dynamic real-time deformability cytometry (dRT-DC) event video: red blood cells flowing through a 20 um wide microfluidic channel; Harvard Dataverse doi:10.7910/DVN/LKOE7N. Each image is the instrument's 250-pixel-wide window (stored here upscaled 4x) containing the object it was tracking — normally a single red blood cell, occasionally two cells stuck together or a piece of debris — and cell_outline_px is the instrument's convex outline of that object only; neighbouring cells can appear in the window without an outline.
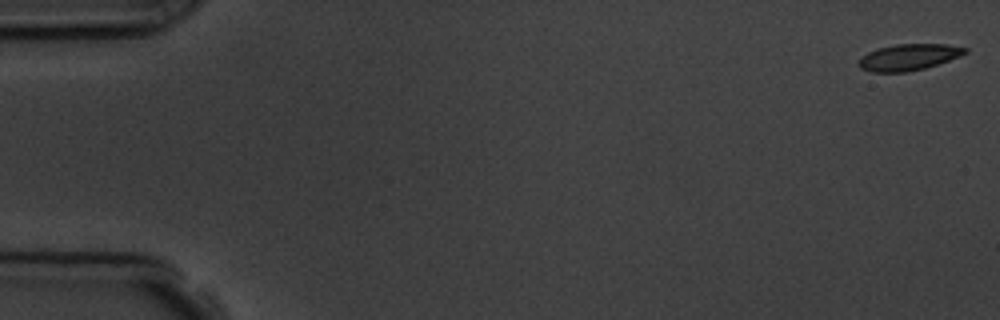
{"species": "common noctule bat (a hibernating species)", "species_latin": "Nyctalus noctula", "temperature_condition": "room temperature", "stored_images_in_passage": 16, "camera_frame_rate_fps": 3000, "um_per_image_px": 0.085, "animal": {"sex": "male", "body_mass_g": 19.5, "forearm_length_mm": 54.6}, "frame": {"image": 1, "passage_image": 1, "time_ms": 0.0, "image_size_px": [1000, 320], "cell_outline_px": [[968, 52], [960, 56], [924, 68], [904, 72], [872, 72], [860, 68], [856, 64], [868, 52], [880, 48], [896, 44], [948, 44], [968, 48]], "centroid_in_image_um": [77.25, 4.85], "position_along_channel_um": 7.8, "area_um2": 16.13}}
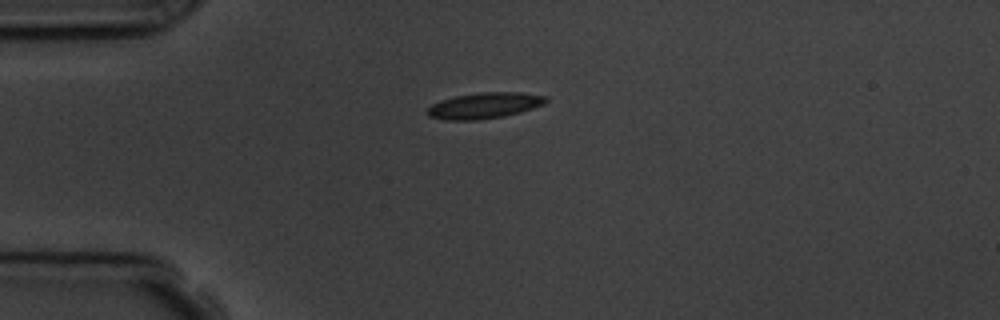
{"frame": {"image": 2, "passage_image": 5, "time_ms": 4.333, "image_size_px": [1000, 320], "cell_outline_px": [[548, 100], [544, 104], [520, 112], [504, 116], [476, 120], [444, 120], [428, 116], [424, 112], [432, 104], [440, 100], [456, 96], [480, 92], [520, 92], [544, 96]], "centroid_in_image_um": [41.12, 8.97], "position_along_channel_um": 43.9, "area_um2": 17.92}, "authors_computed_cell_mechanics": {"area_um2": 16.8487, "velocity_mm_per_s": 3.7401, "shape_relaxation_time_tau1_ms": 2.3304, "shape_relaxation_time_tau2_ms": 2.1915, "deformation_change_tau1": 0.0934, "deformation_change_tau2": 0.071}}